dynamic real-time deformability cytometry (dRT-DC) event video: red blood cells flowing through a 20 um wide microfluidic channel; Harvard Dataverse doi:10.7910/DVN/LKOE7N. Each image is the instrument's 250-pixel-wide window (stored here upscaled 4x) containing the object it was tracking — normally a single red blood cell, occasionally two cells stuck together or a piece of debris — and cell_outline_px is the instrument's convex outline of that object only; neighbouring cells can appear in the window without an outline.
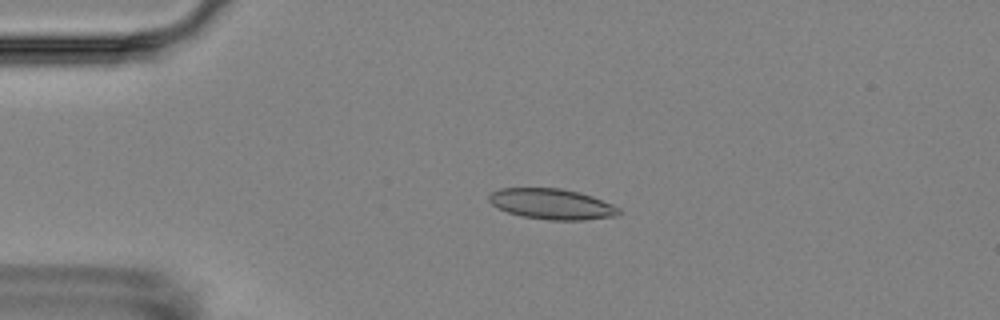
{"species": "Egyptian fruit bat (a non-hibernating species)", "species_latin": "Rousettus aegyptiacus", "temperature_condition": "room temperature", "stored_images_in_passage": 6, "camera_frame_rate_fps": 3000, "um_per_image_px": 0.085, "animal": {"sex": "female"}, "frame": {"image": 1, "passage_image": 4, "time_ms": 3.667, "image_size_px": [1000, 320], "cell_outline_px": [[620, 216], [584, 220], [548, 220], [520, 216], [508, 212], [492, 204], [488, 200], [488, 196], [492, 192], [500, 188], [560, 188], [580, 192], [592, 196], [612, 204], [620, 208]], "centroid_in_image_um": [46.94, 17.35], "position_along_channel_um": 38.1, "area_um2": 23.29}}